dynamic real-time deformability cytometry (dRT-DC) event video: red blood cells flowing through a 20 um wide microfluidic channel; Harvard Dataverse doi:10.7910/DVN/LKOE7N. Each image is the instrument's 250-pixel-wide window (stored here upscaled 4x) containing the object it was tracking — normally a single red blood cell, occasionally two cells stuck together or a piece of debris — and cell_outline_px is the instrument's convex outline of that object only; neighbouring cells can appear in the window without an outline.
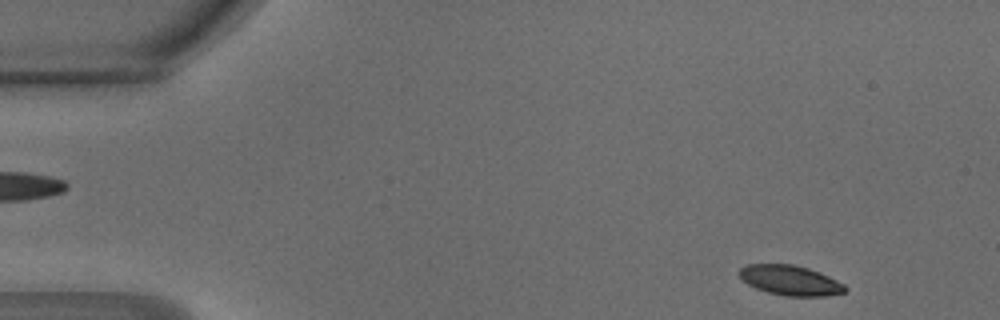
{"species": "common noctule bat (a hibernating species)", "species_latin": "Nyctalus noctula", "temperature_condition": "warm", "stored_images_in_passage": 45, "camera_frame_rate_fps": 3000, "um_per_image_px": 0.085, "animal": {"sex": "male", "body_mass_g": 18.8}, "frame": {"image": 1, "passage_image": 2, "time_ms": 0.333, "image_size_px": [1000, 320], "cell_outline_px": [[848, 288], [844, 292], [824, 296], [784, 296], [768, 292], [756, 288], [748, 284], [736, 272], [740, 268], [748, 264], [792, 264], [808, 268], [820, 272], [844, 284]], "centroid_in_image_um": [67.16, 23.82], "position_along_channel_um": 17.8, "area_um2": 18.44}}
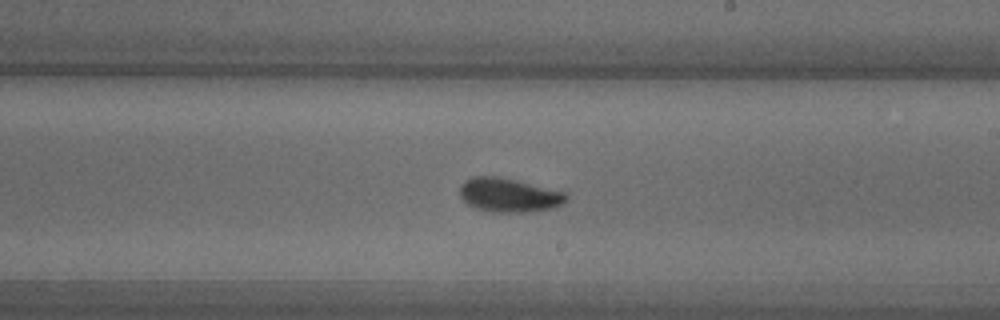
{"frame": {"image": 2, "passage_image": 25, "time_ms": 8.0, "image_size_px": [1000, 320], "cell_outline_px": [[568, 196], [560, 204], [552, 208], [532, 212], [488, 212], [476, 208], [468, 204], [460, 196], [460, 188], [464, 180], [472, 176], [496, 176], [516, 180], [564, 192]], "centroid_in_image_um": [43.21, 16.58], "position_along_channel_um": 245.8, "area_um2": 20.92}}
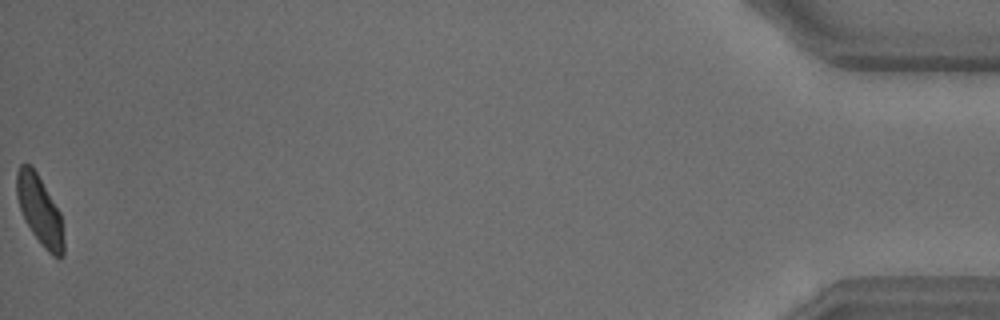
{"frame": {"image": 3, "passage_image": 45, "time_ms": 14.667, "image_size_px": [1000, 320], "cell_outline_px": [[64, 256], [60, 260], [52, 256], [44, 248], [32, 232], [24, 220], [16, 196], [16, 172], [20, 164], [28, 164], [36, 172], [60, 212], [64, 240]], "centroid_in_image_um": [3.38, 17.93], "position_along_channel_um": 431.8, "area_um2": 18.96}, "authors_computed_cell_mechanics": {"area_um2": 19.7098, "velocity_mm_per_s": 4.2512, "shape_relaxation_time_tau1_ms": 2.8543, "shape_relaxation_time_tau2_ms": 1.6554, "deformation_change_tau1": 0.1195, "deformation_change_tau2": 0.0648}}